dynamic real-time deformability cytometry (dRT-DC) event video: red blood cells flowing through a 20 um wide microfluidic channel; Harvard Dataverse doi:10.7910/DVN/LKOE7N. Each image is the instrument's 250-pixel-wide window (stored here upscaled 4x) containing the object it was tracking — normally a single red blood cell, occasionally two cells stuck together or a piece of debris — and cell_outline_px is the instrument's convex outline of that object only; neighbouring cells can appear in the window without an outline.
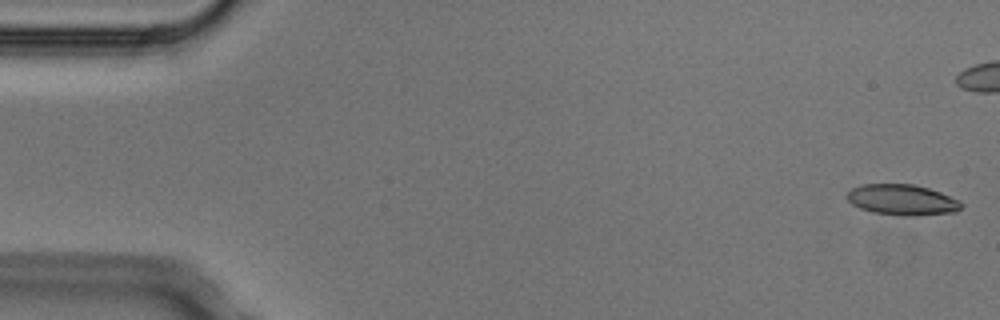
{"species": "Egyptian fruit bat (a non-hibernating species)", "species_latin": "Rousettus aegyptiacus", "temperature_condition": "cold", "stored_images_in_passage": 5, "camera_frame_rate_fps": 3000, "um_per_image_px": 0.085, "animal": {"sex": "male"}, "frame": {"image": 1, "passage_image": 1, "time_ms": 0.0, "image_size_px": [1000, 320], "cell_outline_px": [[964, 204], [956, 212], [916, 216], [904, 216], [872, 212], [860, 208], [852, 204], [848, 200], [848, 192], [852, 188], [864, 184], [912, 184], [928, 188], [940, 192], [960, 200]], "centroid_in_image_um": [76.72, 16.99], "position_along_channel_um": 8.3, "area_um2": 20.46}}